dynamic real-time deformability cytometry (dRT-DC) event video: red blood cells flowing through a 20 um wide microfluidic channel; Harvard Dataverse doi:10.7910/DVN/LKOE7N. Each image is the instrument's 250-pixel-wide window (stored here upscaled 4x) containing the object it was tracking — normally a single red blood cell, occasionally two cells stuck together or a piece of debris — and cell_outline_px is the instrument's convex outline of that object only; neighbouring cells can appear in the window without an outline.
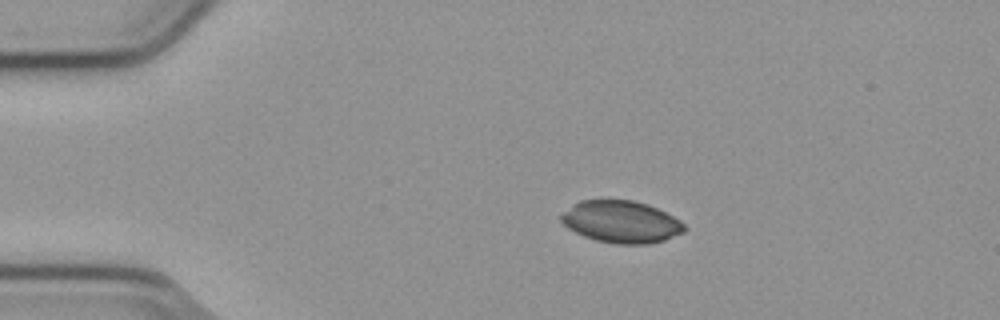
{"species": "common noctule bat (a hibernating species)", "species_latin": "Nyctalus noctula", "temperature_condition": "cold", "stored_images_in_passage": 47, "camera_frame_rate_fps": 3000, "um_per_image_px": 0.085, "animal": {"sex": "male", "body_mass_g": 23.1, "forearm_length_mm": 52.7}, "frame": {"image": 1, "passage_image": 4, "time_ms": 1.0, "image_size_px": [1000, 320], "cell_outline_px": [[688, 228], [684, 232], [664, 240], [648, 244], [616, 244], [596, 240], [584, 236], [568, 228], [560, 220], [560, 216], [572, 204], [580, 200], [632, 200], [648, 204], [680, 220]], "centroid_in_image_um": [52.81, 18.85], "position_along_channel_um": 32.2, "area_um2": 30.17}}
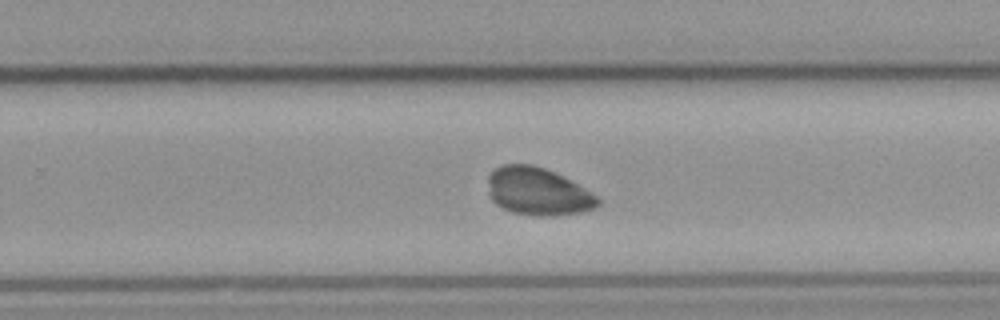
{"frame": {"image": 2, "passage_image": 28, "time_ms": 9.0, "image_size_px": [1000, 320], "cell_outline_px": [[600, 204], [596, 208], [584, 212], [556, 216], [536, 216], [512, 212], [496, 204], [488, 196], [488, 176], [496, 168], [504, 164], [532, 164], [544, 168], [576, 184], [596, 196], [600, 200]], "centroid_in_image_um": [45.69, 16.3], "position_along_channel_um": 284.1, "area_um2": 30.4}}